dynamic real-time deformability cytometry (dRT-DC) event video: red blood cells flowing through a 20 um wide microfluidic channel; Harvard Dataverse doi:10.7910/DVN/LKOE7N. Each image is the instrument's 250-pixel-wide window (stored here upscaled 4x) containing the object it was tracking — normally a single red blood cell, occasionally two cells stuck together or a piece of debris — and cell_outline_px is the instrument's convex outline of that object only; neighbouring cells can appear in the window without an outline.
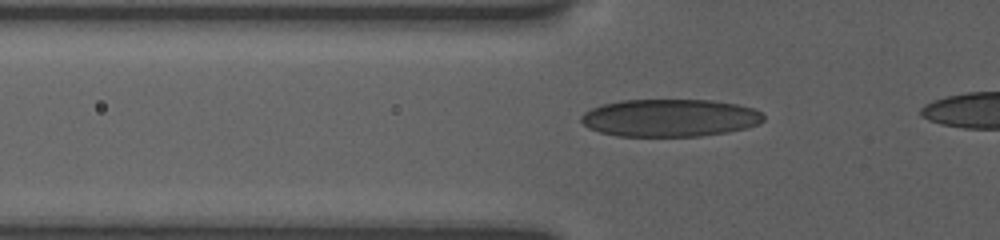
{"species": "human", "species_latin": "Homo sapiens", "temperature_condition": "room temperature", "stored_images_in_passage": 14, "camera_frame_rate_fps": 3000, "um_per_image_px": 0.085, "donor": {"sex": "female"}, "frame": {"image": 1, "passage_image": 11, "time_ms": 3.0, "image_size_px": [1000, 240], "cell_outline_px": [[764, 120], [760, 124], [748, 128], [728, 132], [700, 136], [616, 136], [600, 132], [588, 128], [580, 120], [580, 116], [584, 112], [592, 108], [604, 104], [620, 100], [712, 100], [736, 104], [756, 108], [764, 116]], "centroid_in_image_um": [56.96, 10.02], "position_along_channel_um": 68.8, "area_um2": 40.23}}